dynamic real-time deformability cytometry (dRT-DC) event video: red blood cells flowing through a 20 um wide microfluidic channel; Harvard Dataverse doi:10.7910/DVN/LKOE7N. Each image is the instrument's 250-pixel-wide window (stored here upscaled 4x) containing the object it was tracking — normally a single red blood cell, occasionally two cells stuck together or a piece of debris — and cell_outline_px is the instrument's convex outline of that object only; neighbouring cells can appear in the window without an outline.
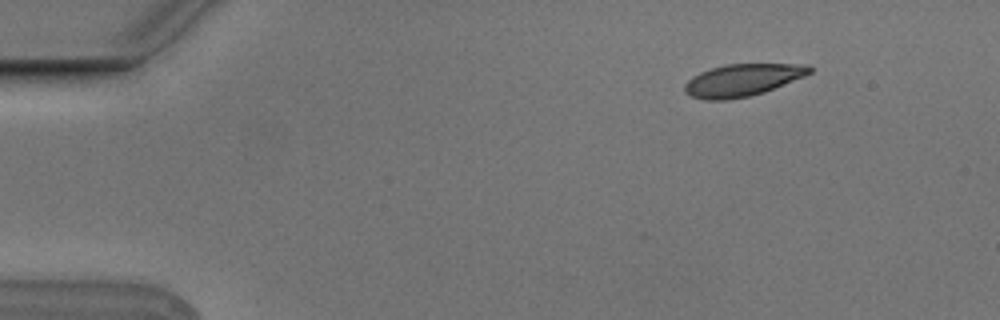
{"species": "Egyptian fruit bat (a non-hibernating species)", "species_latin": "Rousettus aegyptiacus", "temperature_condition": "cold", "stored_images_in_passage": 5, "camera_frame_rate_fps": 3000, "um_per_image_px": 0.085, "animal": {"sex": "male"}, "frame": {"image": 1, "passage_image": 2, "time_ms": 0.333, "image_size_px": [1000, 320], "cell_outline_px": [[812, 72], [804, 76], [764, 92], [748, 96], [724, 100], [704, 100], [692, 96], [684, 92], [684, 84], [692, 76], [700, 72], [724, 64], [808, 64], [812, 68]], "centroid_in_image_um": [63.09, 6.8], "position_along_channel_um": 21.9, "area_um2": 23.35}}